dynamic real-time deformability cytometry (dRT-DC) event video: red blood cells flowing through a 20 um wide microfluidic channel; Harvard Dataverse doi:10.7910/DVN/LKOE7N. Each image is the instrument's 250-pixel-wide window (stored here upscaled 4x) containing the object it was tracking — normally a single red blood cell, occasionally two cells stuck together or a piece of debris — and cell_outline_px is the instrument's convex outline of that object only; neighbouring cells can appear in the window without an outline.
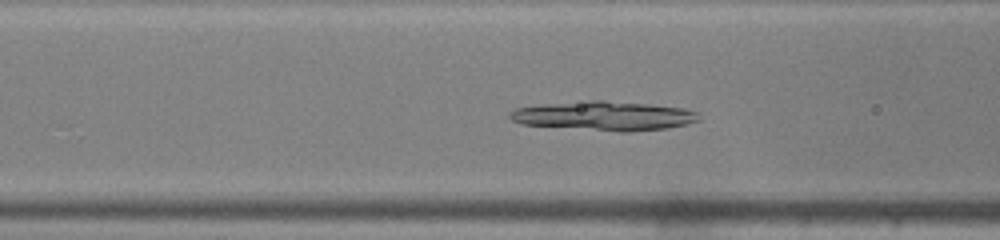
{"species": "common noctule bat (a hibernating species)", "species_latin": "Nyctalus noctula", "temperature_condition": "warm", "stored_images_in_passage": 44, "camera_frame_rate_fps": 3000, "um_per_image_px": 0.085, "animal": {"sex": "male", "body_mass_g": 19.0, "forearm_length_mm": 50.8}, "frame": {"image": 1, "passage_image": 15, "time_ms": 4.667, "image_size_px": [1000, 240], "cell_outline_px": [[700, 120], [688, 124], [668, 128], [632, 132], [620, 132], [524, 124], [512, 120], [508, 116], [508, 112], [516, 108], [544, 104], [588, 100], [604, 100], [648, 104], [684, 108], [696, 112]], "centroid_in_image_um": [51.37, 9.85], "position_along_channel_um": 115.2, "area_um2": 32.14}}
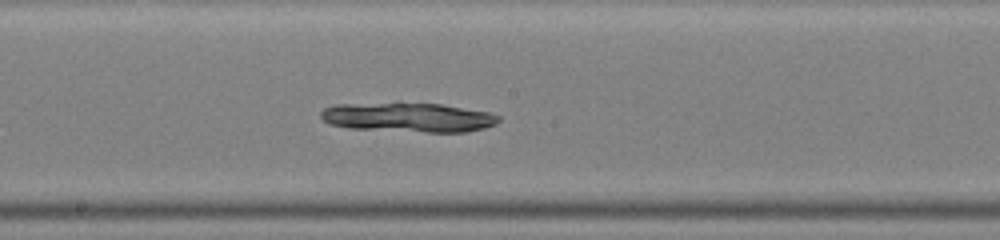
{"frame": {"image": 2, "passage_image": 22, "time_ms": 7.0, "image_size_px": [1000, 240], "cell_outline_px": [[500, 120], [496, 124], [484, 128], [468, 132], [428, 132], [348, 128], [328, 124], [320, 116], [320, 112], [324, 108], [336, 104], [400, 100], [440, 104], [488, 112], [500, 116]], "centroid_in_image_um": [34.65, 9.93], "position_along_channel_um": 213.6, "area_um2": 31.56}}
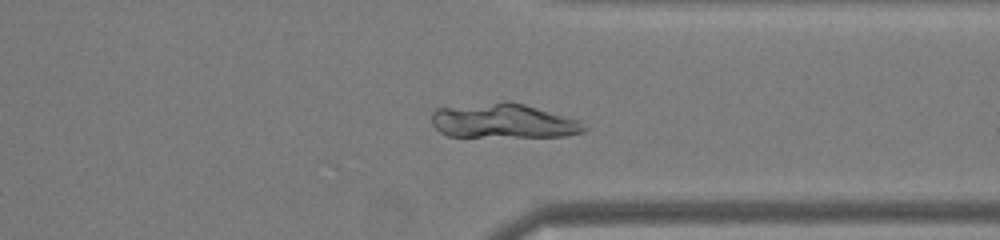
{"frame": {"image": 3, "passage_image": 33, "time_ms": 10.667, "image_size_px": [1000, 240], "cell_outline_px": [[588, 128], [584, 132], [564, 136], [448, 136], [440, 132], [432, 124], [432, 112], [436, 108], [504, 100], [508, 100], [524, 104], [580, 120]], "centroid_in_image_um": [42.78, 10.26], "position_along_channel_um": 368.6, "area_um2": 30.81}}